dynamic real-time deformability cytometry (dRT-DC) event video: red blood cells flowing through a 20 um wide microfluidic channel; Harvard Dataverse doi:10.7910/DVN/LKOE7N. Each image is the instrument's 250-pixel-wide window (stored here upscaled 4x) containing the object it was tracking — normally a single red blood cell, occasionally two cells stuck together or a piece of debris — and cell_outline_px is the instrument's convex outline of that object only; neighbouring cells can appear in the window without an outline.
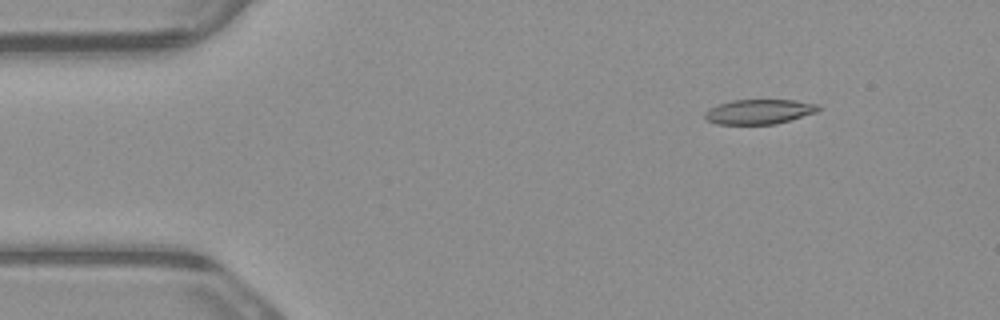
{"species": "common noctule bat (a hibernating species)", "species_latin": "Nyctalus noctula", "temperature_condition": "warm", "stored_images_in_passage": 9, "camera_frame_rate_fps": 3000, "um_per_image_px": 0.085, "animal": {"sex": "male", "body_mass_g": 23.1, "forearm_length_mm": 52.7}, "frame": {"image": 1, "passage_image": 2, "time_ms": 0.333, "image_size_px": [1000, 320], "cell_outline_px": [[820, 108], [816, 112], [776, 124], [716, 124], [708, 120], [704, 116], [704, 112], [708, 108], [732, 100], [796, 100], [820, 104]], "centroid_in_image_um": [64.53, 9.49], "position_along_channel_um": 20.5, "area_um2": 16.36}}
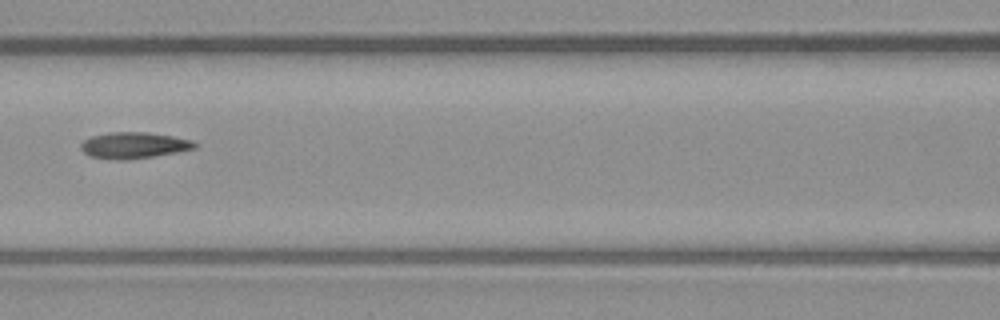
{"frame": {"image": 2, "passage_image": 6, "time_ms": 1.667, "image_size_px": [1000, 320], "cell_outline_px": [[200, 144], [196, 148], [176, 152], [128, 160], [116, 160], [92, 156], [84, 152], [80, 148], [80, 144], [84, 140], [92, 136], [108, 132], [148, 132], [172, 136], [192, 140]], "centroid_in_image_um": [11.4, 12.34], "position_along_channel_um": 155.2, "area_um2": 17.4}}
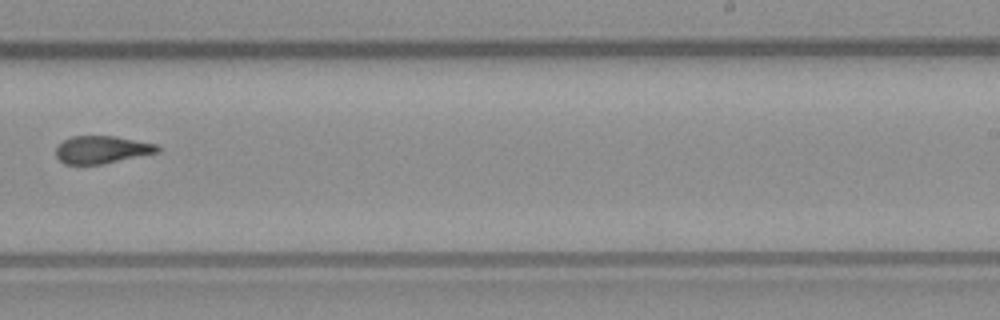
{"frame": {"image": 3, "passage_image": 9, "time_ms": 2.667, "image_size_px": [1000, 320], "cell_outline_px": [[160, 152], [104, 164], [64, 164], [56, 156], [56, 144], [72, 136], [112, 136], [156, 144], [160, 148]], "centroid_in_image_um": [8.64, 12.73], "position_along_channel_um": 280.4, "area_um2": 16.36}}